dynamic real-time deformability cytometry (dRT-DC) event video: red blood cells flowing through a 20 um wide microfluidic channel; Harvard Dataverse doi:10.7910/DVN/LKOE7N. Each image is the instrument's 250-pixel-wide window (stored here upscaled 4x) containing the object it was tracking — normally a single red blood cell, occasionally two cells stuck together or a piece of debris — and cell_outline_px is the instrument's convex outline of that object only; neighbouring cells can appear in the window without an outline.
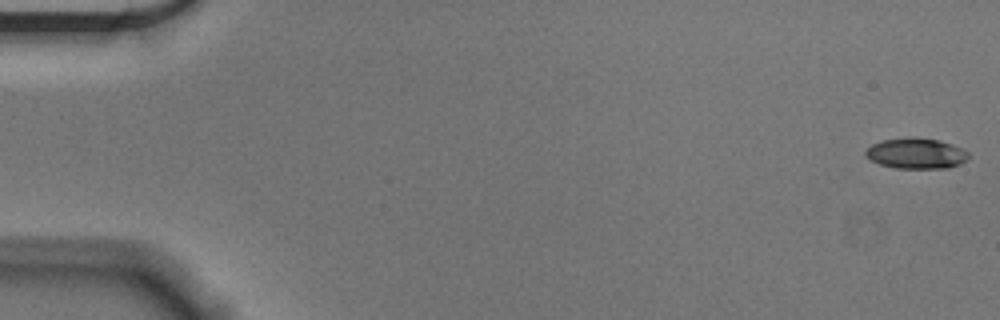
{"species": "Egyptian fruit bat (a non-hibernating species)", "species_latin": "Rousettus aegyptiacus", "temperature_condition": "cold", "stored_images_in_passage": 11, "camera_frame_rate_fps": 3000, "um_per_image_px": 0.085, "animal": {"sex": "male"}, "frame": {"image": 1, "passage_image": 1, "time_ms": 0.0, "image_size_px": [1000, 320], "cell_outline_px": [[968, 156], [960, 164], [948, 168], [896, 168], [880, 164], [864, 156], [864, 152], [872, 144], [884, 140], [908, 136], [912, 136], [940, 140], [952, 144], [968, 152]], "centroid_in_image_um": [77.85, 13.02], "position_along_channel_um": 7.2, "area_um2": 18.38}}